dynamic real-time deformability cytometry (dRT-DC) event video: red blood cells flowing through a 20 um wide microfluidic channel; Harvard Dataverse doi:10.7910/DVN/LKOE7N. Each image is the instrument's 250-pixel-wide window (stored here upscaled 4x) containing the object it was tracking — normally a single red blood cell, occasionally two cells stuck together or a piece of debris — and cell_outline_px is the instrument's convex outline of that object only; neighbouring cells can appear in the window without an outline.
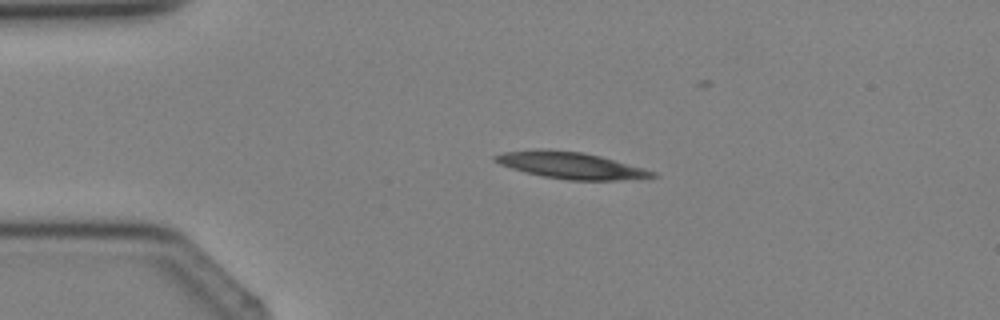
{"species": "Egyptian fruit bat (a non-hibernating species)", "species_latin": "Rousettus aegyptiacus", "temperature_condition": "cold", "stored_images_in_passage": 4, "camera_frame_rate_fps": 3000, "um_per_image_px": 0.085, "animal": {"sex": "female"}, "frame": {"image": 1, "passage_image": 3, "time_ms": 2.0, "image_size_px": [1000, 320], "cell_outline_px": [[660, 176], [616, 180], [568, 180], [544, 176], [524, 172], [500, 164], [492, 160], [492, 156], [504, 152], [536, 148], [544, 148], [580, 152], [600, 156], [644, 168], [656, 172]], "centroid_in_image_um": [48.47, 14.04], "position_along_channel_um": 36.5, "area_um2": 24.39}}